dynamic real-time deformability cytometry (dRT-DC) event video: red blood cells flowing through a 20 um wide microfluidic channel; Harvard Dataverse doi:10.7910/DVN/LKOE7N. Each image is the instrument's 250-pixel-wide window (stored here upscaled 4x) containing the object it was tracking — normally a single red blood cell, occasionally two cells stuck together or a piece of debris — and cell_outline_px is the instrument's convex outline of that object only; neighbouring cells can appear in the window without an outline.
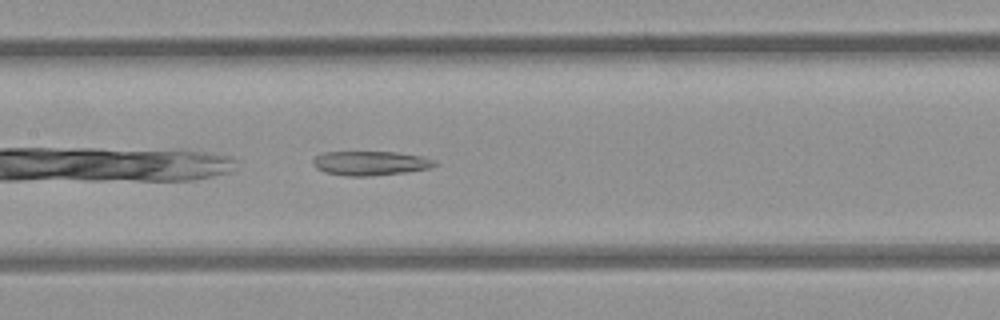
{"species": "common noctule bat (a hibernating species)", "species_latin": "Nyctalus noctula", "temperature_condition": "room temperature", "stored_images_in_passage": 29, "camera_frame_rate_fps": 3000, "um_per_image_px": 0.085, "animal": {"sex": "female", "body_mass_g": 21.9}, "frame": {"image": 1, "passage_image": 10, "time_ms": 3.0, "image_size_px": [1000, 320], "cell_outline_px": [[436, 164], [432, 168], [408, 172], [368, 176], [348, 176], [324, 172], [316, 168], [312, 164], [312, 160], [316, 156], [324, 152], [396, 152], [424, 156], [436, 160]], "centroid_in_image_um": [31.51, 13.87], "position_along_channel_um": 175.9, "area_um2": 17.4}}
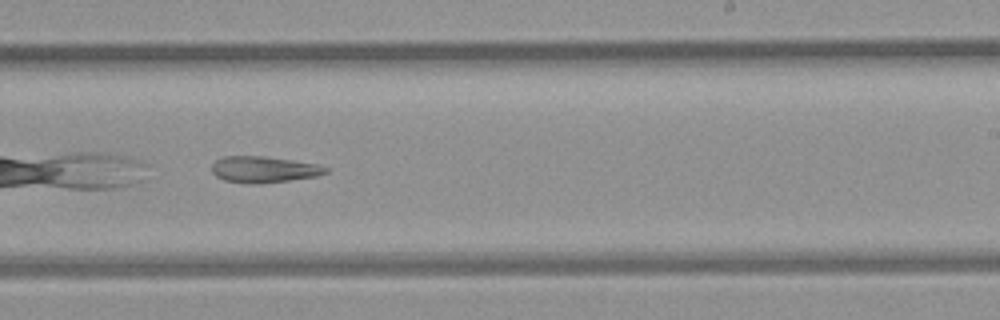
{"frame": {"image": 2, "passage_image": 17, "time_ms": 5.333, "image_size_px": [1000, 320], "cell_outline_px": [[328, 172], [316, 176], [288, 180], [256, 184], [248, 184], [224, 180], [216, 176], [212, 172], [212, 164], [216, 160], [224, 156], [264, 156], [292, 160], [316, 164], [328, 168]], "centroid_in_image_um": [22.39, 14.4], "position_along_channel_um": 266.6, "area_um2": 17.34}}
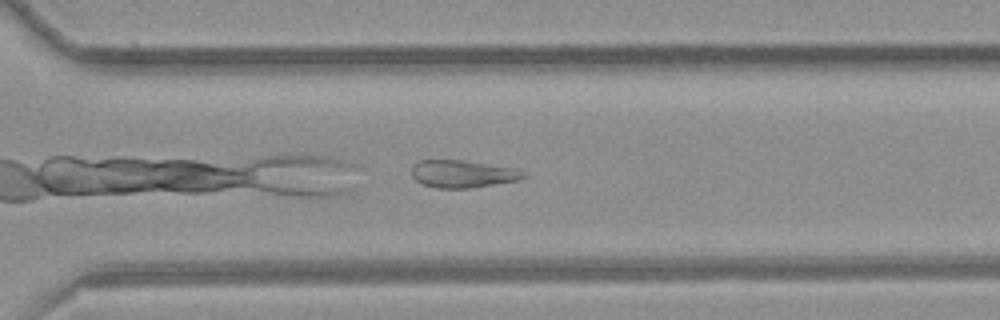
{"frame": {"image": 3, "passage_image": 22, "time_ms": 7.0, "image_size_px": [1000, 320], "cell_outline_px": [[528, 176], [520, 180], [468, 188], [436, 188], [420, 184], [412, 176], [412, 164], [420, 160], [464, 160], [512, 168]], "centroid_in_image_um": [39.26, 14.78], "position_along_channel_um": 331.3, "area_um2": 17.8}}